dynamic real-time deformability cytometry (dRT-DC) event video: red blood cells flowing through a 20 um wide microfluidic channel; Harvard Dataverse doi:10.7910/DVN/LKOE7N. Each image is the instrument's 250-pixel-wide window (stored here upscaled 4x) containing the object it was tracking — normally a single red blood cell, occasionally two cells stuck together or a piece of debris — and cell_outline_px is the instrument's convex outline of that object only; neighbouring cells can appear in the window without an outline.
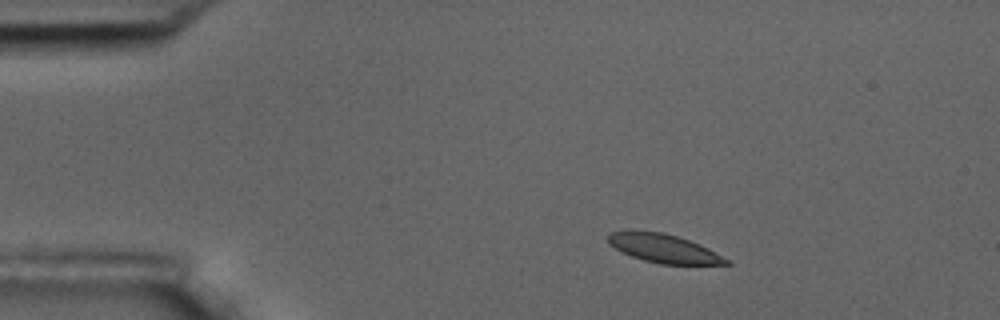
{"species": "common noctule bat (a hibernating species)", "species_latin": "Nyctalus noctula", "temperature_condition": "room temperature", "stored_images_in_passage": 4, "camera_frame_rate_fps": 3000, "um_per_image_px": 0.085, "animal": {"sex": "male", "body_mass_g": 17.5, "forearm_length_mm": 52.3}, "frame": {"image": 1, "passage_image": 2, "time_ms": 2.0, "image_size_px": [1000, 320], "cell_outline_px": [[732, 264], [660, 264], [644, 260], [632, 256], [608, 244], [608, 236], [612, 232], [632, 228], [664, 232], [700, 244], [708, 248], [728, 260]], "centroid_in_image_um": [56.36, 21.07], "position_along_channel_um": 28.6, "area_um2": 19.77}}